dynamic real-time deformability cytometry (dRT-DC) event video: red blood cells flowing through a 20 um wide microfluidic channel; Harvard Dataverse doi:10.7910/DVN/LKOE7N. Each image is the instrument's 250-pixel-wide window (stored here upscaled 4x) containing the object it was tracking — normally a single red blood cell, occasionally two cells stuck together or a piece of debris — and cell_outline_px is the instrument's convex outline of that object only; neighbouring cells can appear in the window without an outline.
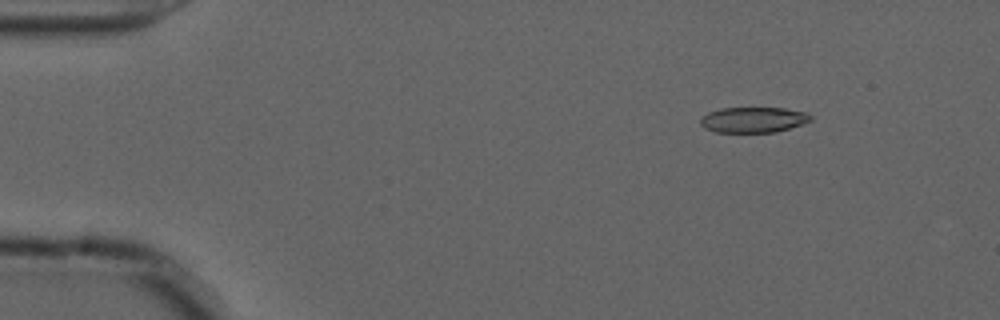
{"species": "common noctule bat (a hibernating species)", "species_latin": "Nyctalus noctula", "temperature_condition": "cold", "stored_images_in_passage": 27, "camera_frame_rate_fps": 3000, "um_per_image_px": 0.085, "animal": {"sex": "male", "forearm_length_mm": 52.5}, "frame": {"image": 1, "passage_image": 1, "time_ms": 0.0, "image_size_px": [1000, 320], "cell_outline_px": [[812, 120], [804, 124], [776, 132], [716, 132], [704, 128], [700, 124], [700, 116], [708, 112], [720, 108], [784, 108], [808, 112], [812, 116]], "centroid_in_image_um": [64.04, 10.18], "position_along_channel_um": 21.0, "area_um2": 16.65}}
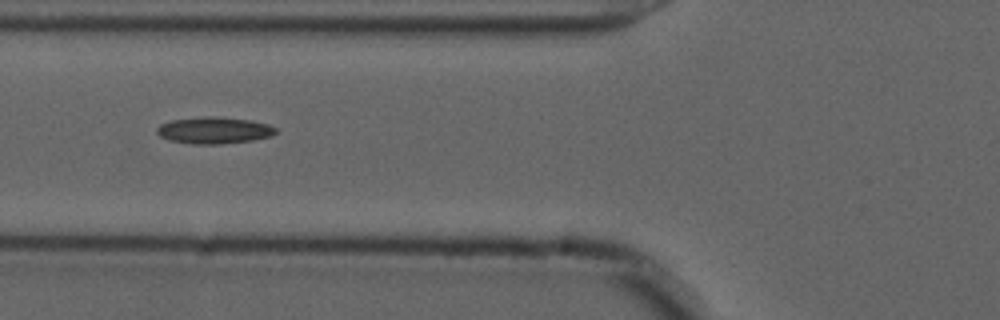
{"frame": {"image": 2, "passage_image": 15, "time_ms": 4.667, "image_size_px": [1000, 320], "cell_outline_px": [[276, 132], [272, 136], [252, 140], [220, 144], [192, 144], [168, 140], [160, 136], [156, 132], [156, 128], [160, 124], [172, 120], [204, 116], [216, 116], [252, 120], [268, 124], [276, 128]], "centroid_in_image_um": [18.19, 11.07], "position_along_channel_um": 107.6, "area_um2": 18.61}}
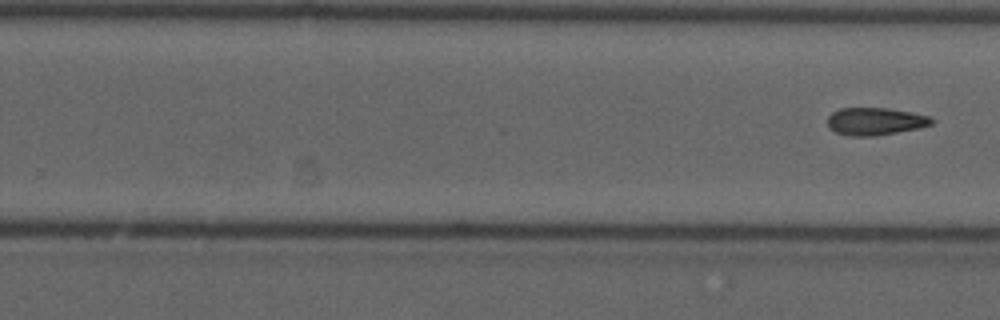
{"frame": {"image": 3, "passage_image": 27, "time_ms": 8.667, "image_size_px": [1000, 320], "cell_outline_px": [[936, 120], [932, 124], [920, 128], [872, 136], [848, 136], [836, 132], [828, 128], [828, 116], [832, 112], [840, 108], [888, 108], [912, 112], [928, 116]], "centroid_in_image_um": [74.39, 10.31], "position_along_channel_um": 255.4, "area_um2": 16.76}}